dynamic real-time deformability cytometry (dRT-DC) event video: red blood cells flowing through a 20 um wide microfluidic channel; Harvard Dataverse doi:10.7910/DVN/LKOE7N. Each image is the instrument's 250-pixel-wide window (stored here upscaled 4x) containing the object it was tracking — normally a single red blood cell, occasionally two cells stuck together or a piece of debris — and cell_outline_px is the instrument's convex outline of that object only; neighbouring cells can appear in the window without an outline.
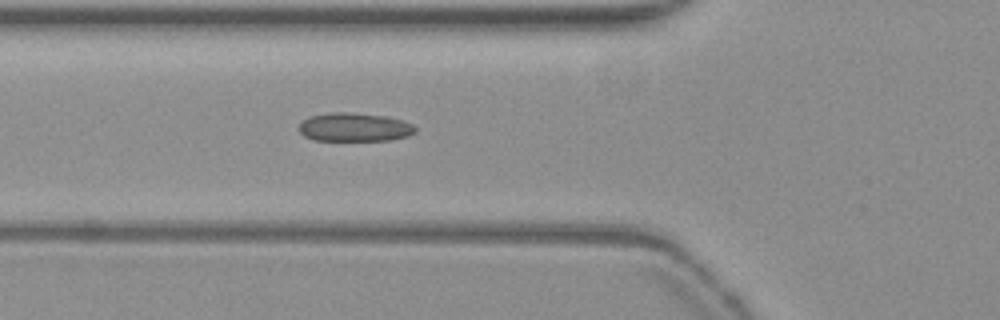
{"species": "common noctule bat (a hibernating species)", "species_latin": "Nyctalus noctula", "temperature_condition": "warm", "stored_images_in_passage": 4, "camera_frame_rate_fps": 3000, "um_per_image_px": 0.085, "animal": {"sex": "female", "body_mass_g": 19.3, "forearm_length_mm": 54.1}, "frame": {"image": 1, "passage_image": 3, "time_ms": 0.667, "image_size_px": [1000, 320], "cell_outline_px": [[416, 132], [408, 136], [392, 140], [312, 140], [304, 136], [296, 128], [308, 116], [332, 112], [352, 112], [384, 116], [400, 120], [412, 124], [416, 128]], "centroid_in_image_um": [30.1, 10.81], "position_along_channel_um": 95.7, "area_um2": 19.48}}